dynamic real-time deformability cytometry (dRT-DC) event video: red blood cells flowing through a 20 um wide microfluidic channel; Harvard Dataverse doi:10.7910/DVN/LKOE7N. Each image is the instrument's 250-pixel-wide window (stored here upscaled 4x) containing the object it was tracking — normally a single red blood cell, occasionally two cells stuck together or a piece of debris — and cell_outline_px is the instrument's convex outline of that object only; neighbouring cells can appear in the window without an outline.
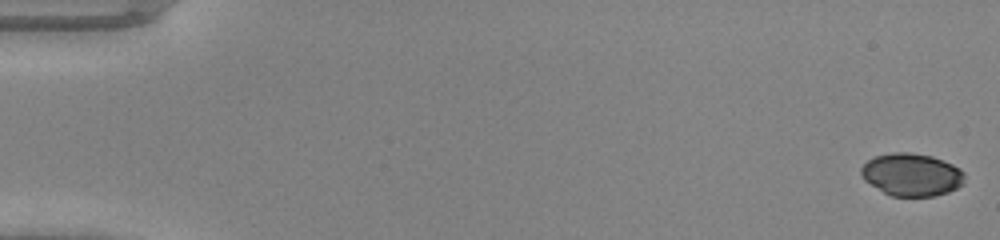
{"species": "common noctule bat (a hibernating species)", "species_latin": "Nyctalus noctula", "temperature_condition": "warm", "stored_images_in_passage": 48, "camera_frame_rate_fps": 3000, "um_per_image_px": 0.085, "animal": {"sex": "male", "body_mass_g": 20.0, "forearm_length_mm": 53.3}, "frame": {"image": 1, "passage_image": 1, "time_ms": 0.0, "image_size_px": [1000, 240], "cell_outline_px": [[964, 184], [948, 192], [936, 196], [892, 196], [884, 192], [864, 180], [860, 172], [860, 168], [868, 160], [876, 156], [892, 152], [908, 152], [932, 156], [944, 160], [960, 168], [964, 172]], "centroid_in_image_um": [77.51, 14.84], "position_along_channel_um": 7.5, "area_um2": 25.78}}
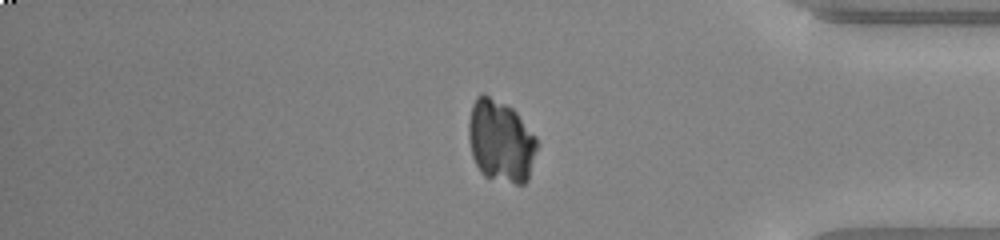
{"frame": {"image": 2, "passage_image": 41, "time_ms": 13.333, "image_size_px": [1000, 240], "cell_outline_px": [[540, 144], [528, 180], [524, 184], [516, 184], [484, 176], [480, 172], [472, 156], [468, 140], [468, 120], [472, 104], [476, 96], [480, 92], [484, 92], [512, 108], [516, 112], [536, 136]], "centroid_in_image_um": [42.57, 11.98], "position_along_channel_um": 392.6, "area_um2": 33.47}}
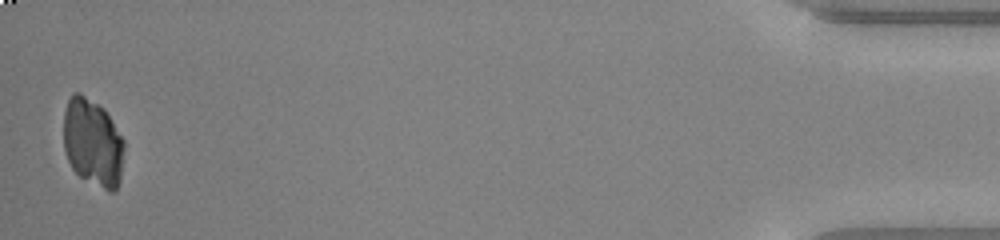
{"frame": {"image": 3, "passage_image": 48, "time_ms": 15.667, "image_size_px": [1000, 240], "cell_outline_px": [[124, 148], [120, 180], [116, 188], [112, 192], [108, 192], [80, 176], [72, 168], [68, 160], [64, 148], [64, 112], [68, 100], [72, 92], [80, 92], [104, 108], [124, 140]], "centroid_in_image_um": [7.88, 12.11], "position_along_channel_um": 427.3, "area_um2": 31.04}}